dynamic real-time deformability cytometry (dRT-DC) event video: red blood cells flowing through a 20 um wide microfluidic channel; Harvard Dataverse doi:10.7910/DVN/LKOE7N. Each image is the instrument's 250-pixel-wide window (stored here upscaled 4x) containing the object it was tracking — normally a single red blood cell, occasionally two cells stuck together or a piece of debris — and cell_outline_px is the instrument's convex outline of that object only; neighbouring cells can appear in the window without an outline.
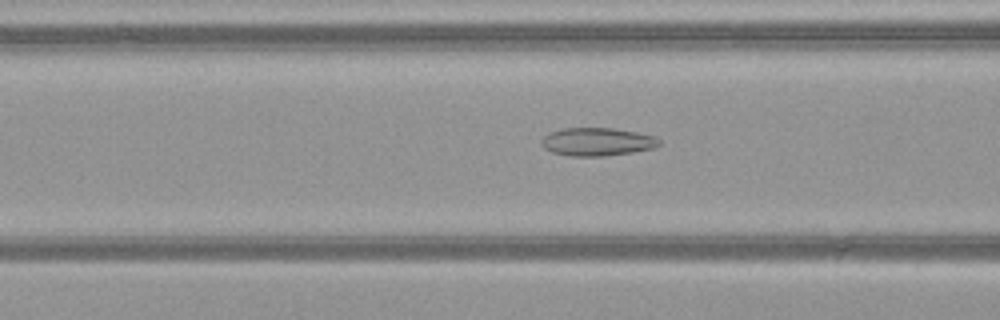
{"species": "common noctule bat (a hibernating species)", "species_latin": "Nyctalus noctula", "temperature_condition": "warm", "stored_images_in_passage": 52, "camera_frame_rate_fps": 3000, "um_per_image_px": 0.085, "animal": {"sex": "female", "body_mass_g": 21.9}, "frame": {"image": 1, "passage_image": 22, "time_ms": 7.0, "image_size_px": [1000, 320], "cell_outline_px": [[660, 144], [656, 148], [632, 152], [604, 156], [568, 156], [552, 152], [544, 148], [540, 144], [540, 140], [544, 136], [552, 132], [564, 128], [612, 128], [636, 132], [656, 136], [660, 140]], "centroid_in_image_um": [50.77, 12.06], "position_along_channel_um": 115.8, "area_um2": 19.36}}
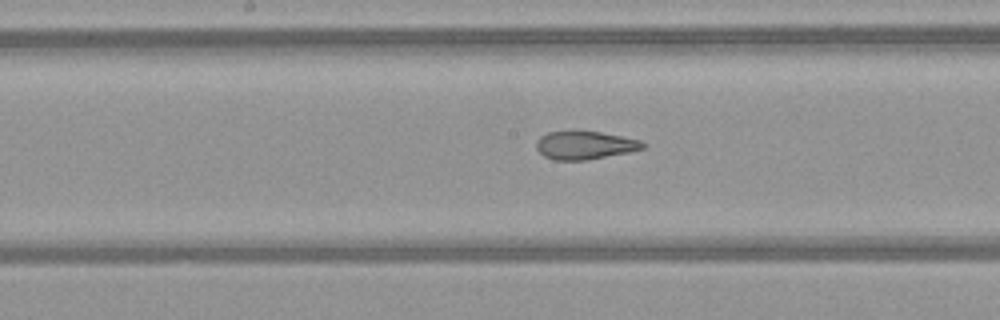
{"frame": {"image": 2, "passage_image": 28, "time_ms": 9.0, "image_size_px": [1000, 320], "cell_outline_px": [[648, 144], [644, 148], [628, 152], [588, 160], [552, 160], [544, 156], [536, 148], [536, 140], [540, 136], [548, 132], [600, 132], [640, 140]], "centroid_in_image_um": [49.71, 12.36], "position_along_channel_um": 198.5, "area_um2": 17.34}}
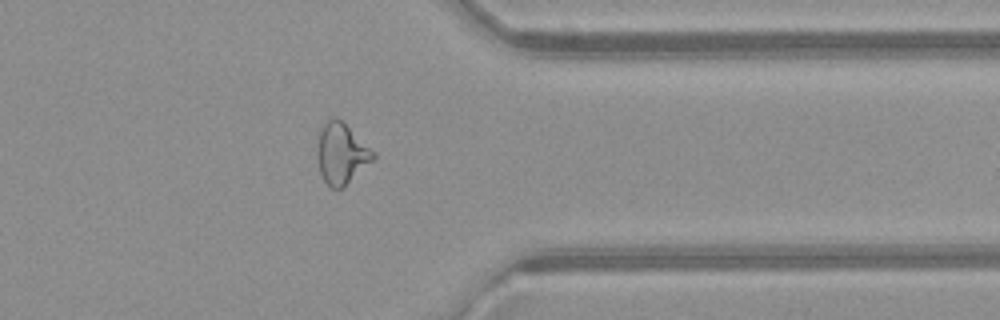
{"frame": {"image": 3, "passage_image": 42, "time_ms": 13.667, "image_size_px": [1000, 320], "cell_outline_px": [[376, 156], [344, 188], [332, 188], [324, 180], [320, 172], [316, 156], [316, 144], [320, 128], [328, 120], [344, 120], [376, 152]], "centroid_in_image_um": [29.02, 13.04], "position_along_channel_um": 382.4, "area_um2": 20.11}, "authors_computed_cell_mechanics": {"area_um2": 22.1952, "velocity_mm_per_s": 4.0982, "shape_relaxation_time_tau1_ms": null, "shape_relaxation_time_tau2_ms": 1.2707, "deformation_change_tau1": null, "deformation_change_tau2": 0.0893}}